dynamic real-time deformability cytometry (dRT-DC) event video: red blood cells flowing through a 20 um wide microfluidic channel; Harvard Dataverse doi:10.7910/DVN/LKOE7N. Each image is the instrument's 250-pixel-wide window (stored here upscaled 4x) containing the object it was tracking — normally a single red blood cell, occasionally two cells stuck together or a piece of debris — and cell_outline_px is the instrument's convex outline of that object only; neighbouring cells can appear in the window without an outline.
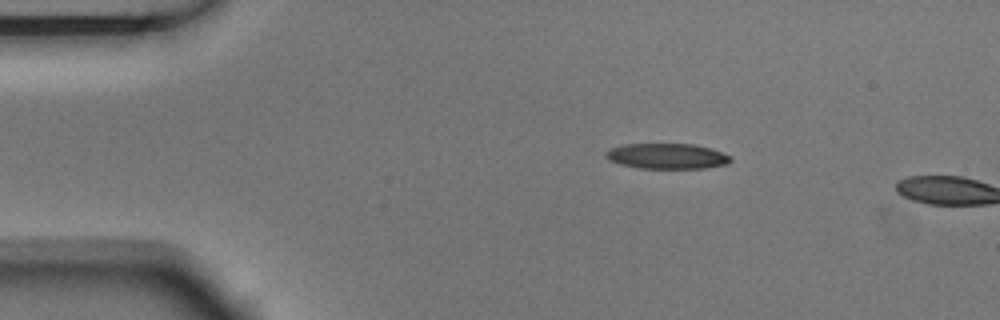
{"species": "Egyptian fruit bat (a non-hibernating species)", "species_latin": "Rousettus aegyptiacus", "temperature_condition": "room temperature", "stored_images_in_passage": 2, "camera_frame_rate_fps": 3000, "um_per_image_px": 0.085, "animal": {"sex": "male"}, "frame": {"image": 1, "passage_image": 1, "time_ms": 0.0, "image_size_px": [1000, 320], "cell_outline_px": [[732, 160], [728, 164], [704, 168], [640, 168], [620, 164], [608, 160], [604, 156], [604, 152], [608, 148], [624, 144], [692, 144], [712, 148], [732, 156]], "centroid_in_image_um": [56.68, 13.26], "position_along_channel_um": 28.3, "area_um2": 18.73}}